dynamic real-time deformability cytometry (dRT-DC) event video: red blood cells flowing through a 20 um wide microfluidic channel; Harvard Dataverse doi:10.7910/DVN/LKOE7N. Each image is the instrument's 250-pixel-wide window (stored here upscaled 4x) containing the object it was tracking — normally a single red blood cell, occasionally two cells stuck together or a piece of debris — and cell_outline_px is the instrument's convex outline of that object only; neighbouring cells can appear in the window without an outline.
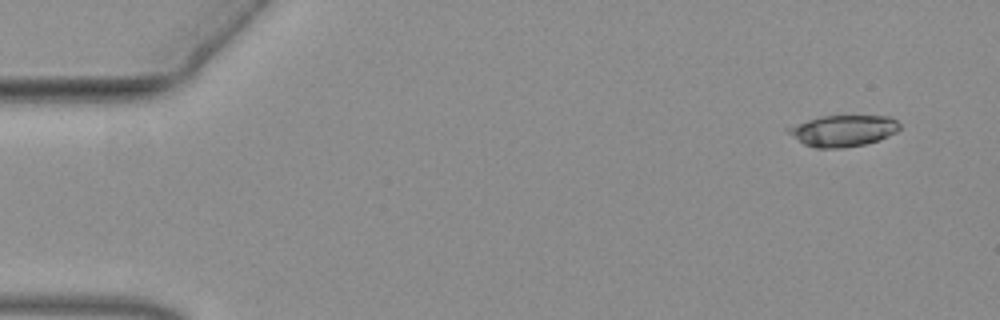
{"species": "common noctule bat (a hibernating species)", "species_latin": "Nyctalus noctula", "temperature_condition": "warm", "stored_images_in_passage": 10, "camera_frame_rate_fps": 3000, "um_per_image_px": 0.085, "animal": {"sex": "female", "body_mass_g": 19.3, "forearm_length_mm": 54.1}, "frame": {"image": 1, "passage_image": 1, "time_ms": 0.0, "image_size_px": [1000, 320], "cell_outline_px": [[900, 128], [896, 132], [880, 140], [864, 144], [840, 148], [816, 148], [804, 144], [788, 132], [784, 128], [820, 116], [892, 116], [900, 124]], "centroid_in_image_um": [71.69, 11.1], "position_along_channel_um": 13.3, "area_um2": 20.23}}